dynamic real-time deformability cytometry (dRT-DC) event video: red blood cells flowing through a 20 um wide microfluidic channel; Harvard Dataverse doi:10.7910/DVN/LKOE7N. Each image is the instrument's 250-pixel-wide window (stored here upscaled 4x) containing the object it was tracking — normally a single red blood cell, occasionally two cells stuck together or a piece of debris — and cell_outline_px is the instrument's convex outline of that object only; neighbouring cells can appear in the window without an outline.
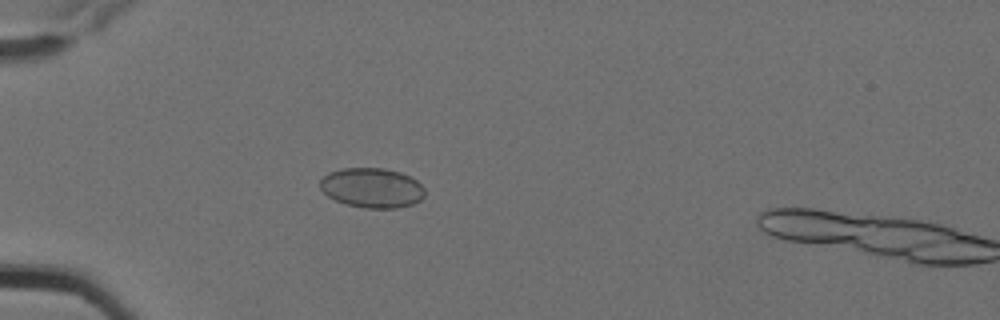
{"species": "Egyptian fruit bat (a non-hibernating species)", "species_latin": "Rousettus aegyptiacus", "temperature_condition": "cold", "stored_images_in_passage": 6, "camera_frame_rate_fps": 3000, "um_per_image_px": 0.085, "animal": {"sex": "female"}, "frame": {"image": 1, "passage_image": 5, "time_ms": 1.333, "image_size_px": [1000, 320], "cell_outline_px": [[424, 196], [420, 200], [412, 204], [396, 208], [364, 208], [344, 204], [328, 196], [320, 188], [320, 180], [328, 172], [340, 168], [384, 168], [400, 172], [416, 180], [424, 188]], "centroid_in_image_um": [31.59, 15.96], "position_along_channel_um": 53.4, "area_um2": 24.33}}